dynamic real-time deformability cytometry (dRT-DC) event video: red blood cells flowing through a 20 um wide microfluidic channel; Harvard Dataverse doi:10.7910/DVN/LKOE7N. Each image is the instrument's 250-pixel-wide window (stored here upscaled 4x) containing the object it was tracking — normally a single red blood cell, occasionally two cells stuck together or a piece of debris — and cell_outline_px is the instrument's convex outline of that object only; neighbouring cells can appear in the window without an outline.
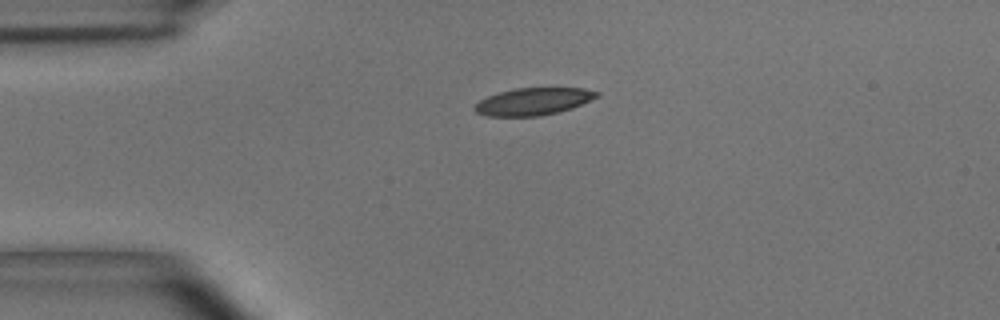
{"species": "common noctule bat (a hibernating species)", "species_latin": "Nyctalus noctula", "temperature_condition": "room temperature", "stored_images_in_passage": 43, "camera_frame_rate_fps": 3000, "um_per_image_px": 0.085, "animal": {"sex": "male", "body_mass_g": 15.6}, "frame": {"image": 1, "passage_image": 1, "time_ms": 0.0, "image_size_px": [1000, 320], "cell_outline_px": [[600, 96], [572, 108], [540, 116], [488, 116], [476, 112], [472, 108], [480, 100], [488, 96], [500, 92], [516, 88], [584, 88], [600, 92]], "centroid_in_image_um": [45.35, 8.62], "position_along_channel_um": 39.7, "area_um2": 19.31}}
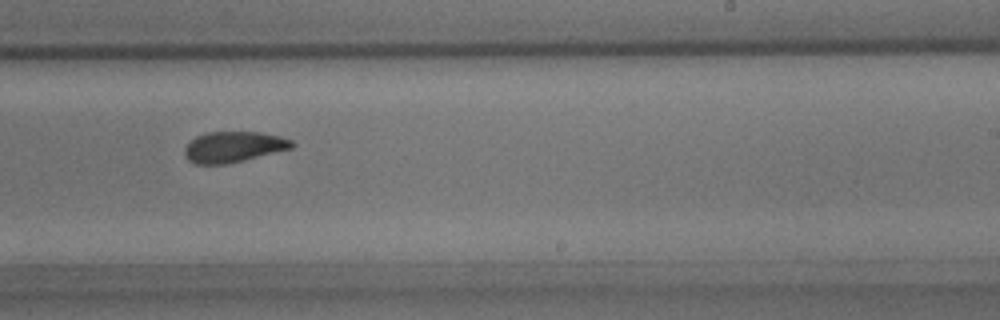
{"frame": {"image": 2, "passage_image": 22, "time_ms": 7.0, "image_size_px": [1000, 320], "cell_outline_px": [[296, 144], [292, 148], [244, 160], [224, 164], [196, 164], [188, 160], [184, 156], [184, 148], [196, 136], [204, 132], [260, 132], [280, 136], [292, 140]], "centroid_in_image_um": [19.84, 12.48], "position_along_channel_um": 269.2, "area_um2": 19.25}}
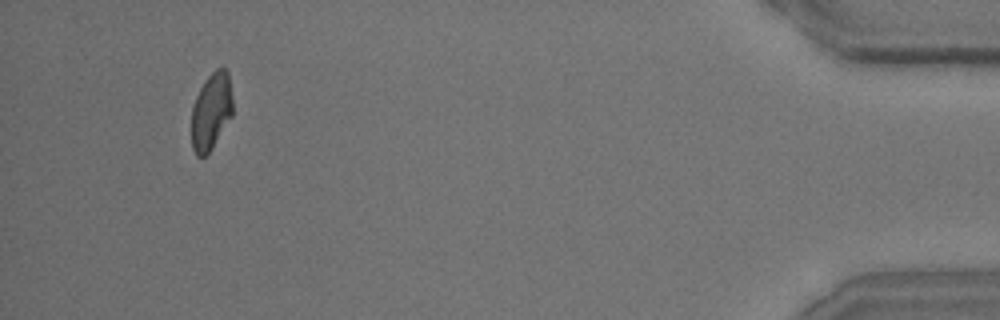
{"frame": {"image": 3, "passage_image": 40, "time_ms": 13.0, "image_size_px": [1000, 320], "cell_outline_px": [[232, 116], [212, 148], [204, 156], [196, 156], [192, 148], [192, 108], [196, 96], [200, 88], [208, 76], [216, 68], [224, 68], [228, 72], [232, 96]], "centroid_in_image_um": [17.95, 9.46], "position_along_channel_um": 417.2, "area_um2": 18.38}, "authors_computed_cell_mechanics": {"area_um2": 19.8254, "velocity_mm_per_s": 3.6433, "shape_relaxation_time_tau1_ms": 3.3283, "shape_relaxation_time_tau2_ms": 2.5636, "deformation_change_tau1": 0.1339, "deformation_change_tau2": 0.0871}}